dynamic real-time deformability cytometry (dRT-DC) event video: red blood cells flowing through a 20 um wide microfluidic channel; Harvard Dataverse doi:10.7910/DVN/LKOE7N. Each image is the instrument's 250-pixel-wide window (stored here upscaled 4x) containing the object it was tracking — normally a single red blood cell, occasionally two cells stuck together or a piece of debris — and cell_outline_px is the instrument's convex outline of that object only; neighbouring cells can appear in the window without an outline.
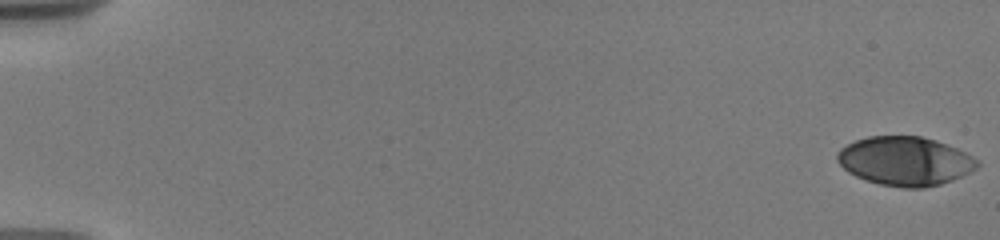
{"species": "human", "species_latin": "Homo sapiens", "temperature_condition": "warm", "stored_images_in_passage": 50, "camera_frame_rate_fps": 3000, "um_per_image_px": 0.085, "donor": {"sex": "male"}, "frame": {"image": 1, "passage_image": 1, "time_ms": 0.0, "image_size_px": [1000, 240], "cell_outline_px": [[980, 164], [972, 172], [952, 180], [940, 184], [924, 188], [900, 188], [880, 184], [864, 180], [848, 172], [836, 160], [836, 156], [840, 148], [856, 140], [868, 136], [920, 136], [936, 140], [956, 148], [972, 156]], "centroid_in_image_um": [76.92, 13.7], "position_along_channel_um": 8.1, "area_um2": 40.0}}
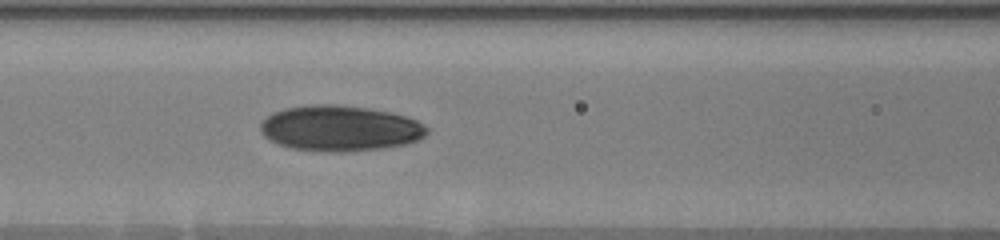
{"frame": {"image": 2, "passage_image": 23, "time_ms": 8.333, "image_size_px": [1000, 240], "cell_outline_px": [[428, 132], [420, 140], [404, 144], [380, 148], [344, 152], [328, 152], [292, 148], [276, 144], [264, 136], [260, 132], [260, 124], [272, 112], [284, 108], [308, 104], [336, 104], [368, 108], [392, 112], [408, 116], [416, 120], [428, 128]], "centroid_in_image_um": [28.88, 10.9], "position_along_channel_um": 137.7, "area_um2": 44.56}}
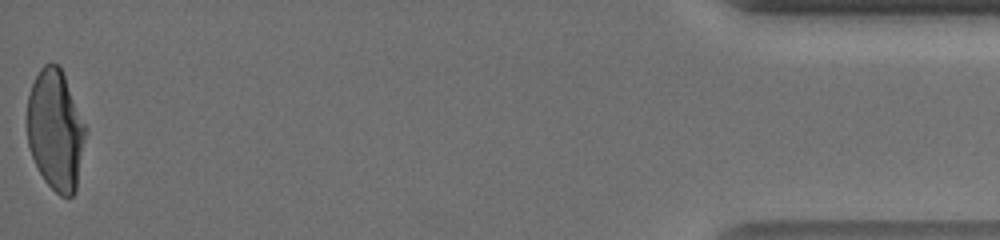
{"frame": {"image": 3, "passage_image": 50, "time_ms": 18.333, "image_size_px": [1000, 240], "cell_outline_px": [[88, 128], [76, 192], [72, 196], [60, 196], [44, 180], [32, 156], [28, 144], [28, 96], [32, 84], [40, 68], [44, 64], [56, 64], [60, 68], [64, 76]], "centroid_in_image_um": [4.75, 11.08], "position_along_channel_um": 430.4, "area_um2": 40.98}, "authors_computed_cell_mechanics": {"area_um2": 41.2114, "velocity_mm_per_s": 3.727, "shape_relaxation_time_tau1_ms": 4.84, "shape_relaxation_time_tau2_ms": 1.1759, "deformation_change_tau1": 0.1966, "deformation_change_tau2": 0.0552}}